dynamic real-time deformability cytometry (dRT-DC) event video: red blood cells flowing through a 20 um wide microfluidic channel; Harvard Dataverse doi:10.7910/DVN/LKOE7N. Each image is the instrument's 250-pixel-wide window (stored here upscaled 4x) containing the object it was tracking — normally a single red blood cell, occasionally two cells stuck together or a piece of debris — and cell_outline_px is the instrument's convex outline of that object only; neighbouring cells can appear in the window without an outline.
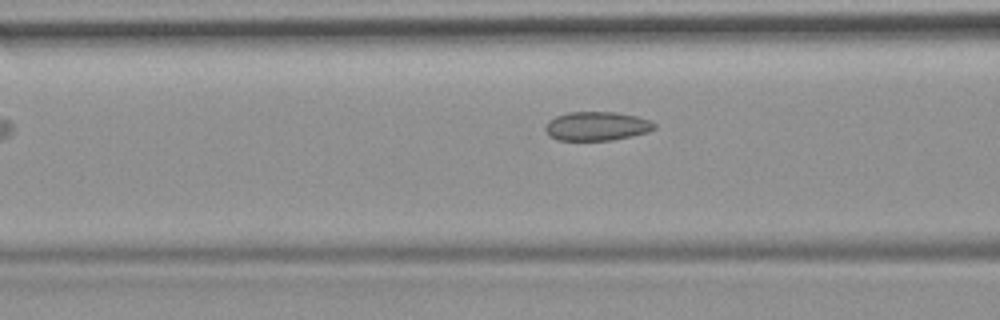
{"species": "common noctule bat (a hibernating species)", "species_latin": "Nyctalus noctula", "temperature_condition": "room temperature", "stored_images_in_passage": 5, "camera_frame_rate_fps": 3000, "um_per_image_px": 0.085, "animal": {"sex": "female", "body_mass_g": 19.9}, "frame": {"image": 1, "passage_image": 5, "time_ms": 5.0, "image_size_px": [1000, 320], "cell_outline_px": [[656, 128], [648, 132], [612, 140], [556, 140], [548, 136], [544, 128], [548, 120], [556, 116], [568, 112], [616, 112], [636, 116], [648, 120], [656, 124]], "centroid_in_image_um": [50.69, 10.72], "position_along_channel_um": 115.9, "area_um2": 18.44}}